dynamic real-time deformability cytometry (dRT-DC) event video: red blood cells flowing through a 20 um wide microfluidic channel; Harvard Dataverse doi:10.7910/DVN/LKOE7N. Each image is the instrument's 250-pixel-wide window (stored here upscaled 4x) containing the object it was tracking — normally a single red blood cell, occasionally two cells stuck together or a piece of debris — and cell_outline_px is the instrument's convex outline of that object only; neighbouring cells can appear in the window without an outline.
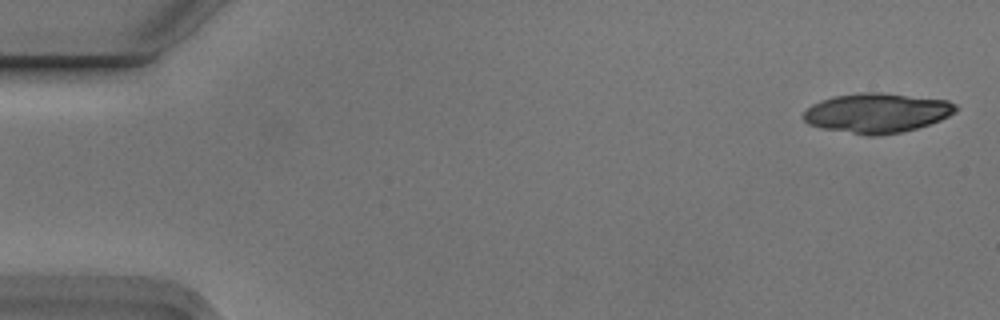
{"species": "Egyptian fruit bat (a non-hibernating species)", "species_latin": "Rousettus aegyptiacus", "temperature_condition": "cold", "stored_images_in_passage": 5, "camera_frame_rate_fps": 3000, "um_per_image_px": 0.085, "animal": {"sex": "male"}, "frame": {"image": 1, "passage_image": 1, "time_ms": 0.0, "image_size_px": [1000, 320], "cell_outline_px": [[960, 108], [956, 112], [940, 120], [916, 128], [900, 132], [876, 136], [868, 136], [820, 128], [808, 124], [804, 120], [804, 112], [812, 104], [820, 100], [832, 96], [860, 92], [880, 92], [948, 100], [956, 104]], "centroid_in_image_um": [74.53, 9.59], "position_along_channel_um": 10.5, "area_um2": 35.37}}